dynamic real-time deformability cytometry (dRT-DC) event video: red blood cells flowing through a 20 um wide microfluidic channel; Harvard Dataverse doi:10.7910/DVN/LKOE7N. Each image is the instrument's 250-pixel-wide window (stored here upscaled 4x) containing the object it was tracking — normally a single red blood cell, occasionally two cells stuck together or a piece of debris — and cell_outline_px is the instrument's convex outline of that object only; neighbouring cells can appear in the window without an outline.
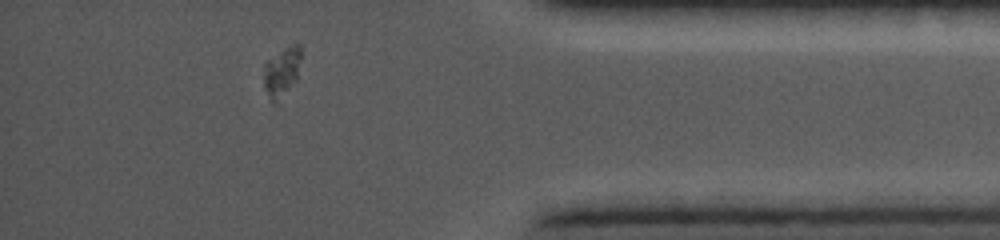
{"species": "common noctule bat (a hibernating species)", "species_latin": "Nyctalus noctula", "temperature_condition": "cold", "stored_images_in_passage": 26, "camera_frame_rate_fps": 5000, "um_per_image_px": 0.085, "animal": {"sex": "female", "body_mass_g": 19.0, "forearm_length_mm": 56.7}, "frame": {"image": 1, "passage_image": 23, "time_ms": 10.4, "image_size_px": [1000, 240], "cell_outline_px": [[300, 56], [296, 80], [280, 108], [272, 100], [264, 88], [264, 64], [268, 60], [284, 48], [292, 44], [300, 44]], "centroid_in_image_um": [23.95, 6.23], "position_along_channel_um": 411.3, "area_um2": 11.04}}